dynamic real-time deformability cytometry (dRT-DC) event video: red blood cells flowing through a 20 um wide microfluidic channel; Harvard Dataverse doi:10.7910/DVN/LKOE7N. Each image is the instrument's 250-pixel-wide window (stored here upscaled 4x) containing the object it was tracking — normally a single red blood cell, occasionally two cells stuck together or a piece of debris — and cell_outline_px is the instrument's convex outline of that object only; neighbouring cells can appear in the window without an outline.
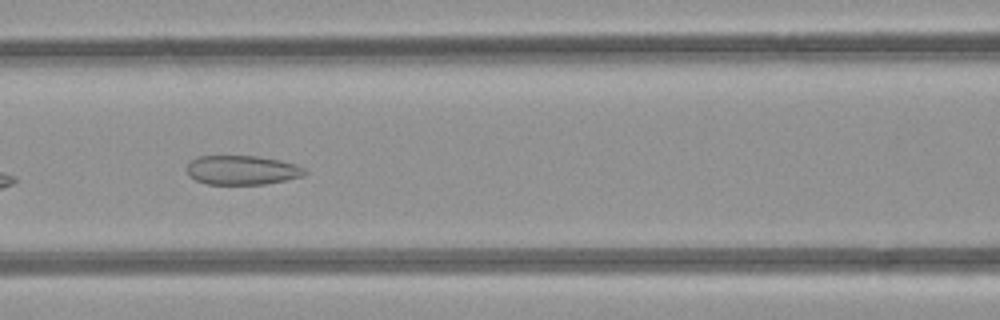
{"species": "common noctule bat (a hibernating species)", "species_latin": "Nyctalus noctula", "temperature_condition": "room temperature", "stored_images_in_passage": 3, "camera_frame_rate_fps": 3000, "um_per_image_px": 0.085, "animal": {"sex": "female", "body_mass_g": 21.9}, "frame": {"image": 1, "passage_image": 3, "time_ms": 2.0, "image_size_px": [1000, 320], "cell_outline_px": [[308, 172], [304, 176], [264, 184], [208, 184], [196, 180], [188, 176], [188, 164], [196, 156], [256, 156], [280, 160], [296, 164], [304, 168]], "centroid_in_image_um": [20.59, 14.45], "position_along_channel_um": 146.0, "area_um2": 20.06}}